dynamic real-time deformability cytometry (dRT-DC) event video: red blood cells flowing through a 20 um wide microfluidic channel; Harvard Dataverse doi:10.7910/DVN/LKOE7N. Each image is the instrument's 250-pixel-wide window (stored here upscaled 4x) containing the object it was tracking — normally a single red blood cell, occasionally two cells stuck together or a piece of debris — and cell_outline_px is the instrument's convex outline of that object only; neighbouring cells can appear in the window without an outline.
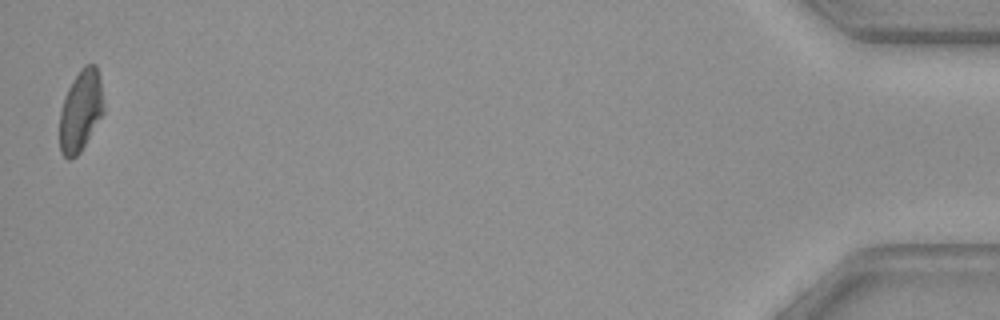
{"species": "common noctule bat (a hibernating species)", "species_latin": "Nyctalus noctula", "temperature_condition": "warm", "stored_images_in_passage": 37, "camera_frame_rate_fps": 3000, "um_per_image_px": 0.085, "animal": {"sex": "female", "body_mass_g": 29.2, "forearm_length_mm": 56.3}, "frame": {"image": 1, "passage_image": 37, "time_ms": 12.0, "image_size_px": [1000, 320], "cell_outline_px": [[104, 112], [80, 152], [72, 160], [68, 160], [60, 152], [60, 112], [64, 96], [72, 80], [80, 68], [84, 64], [96, 64], [100, 80], [104, 104]], "centroid_in_image_um": [6.85, 9.4], "position_along_channel_um": 428.4, "area_um2": 20.98}}